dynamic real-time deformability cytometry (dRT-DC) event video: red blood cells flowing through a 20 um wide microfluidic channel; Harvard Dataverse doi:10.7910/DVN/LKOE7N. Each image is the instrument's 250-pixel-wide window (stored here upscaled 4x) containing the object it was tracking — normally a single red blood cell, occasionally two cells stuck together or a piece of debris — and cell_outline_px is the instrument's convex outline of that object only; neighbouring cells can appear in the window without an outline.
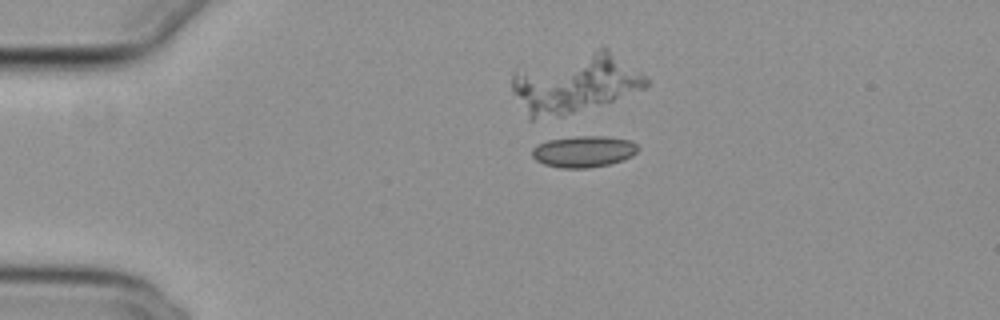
{"species": "common noctule bat (a hibernating species)", "species_latin": "Nyctalus noctula", "temperature_condition": "cold", "stored_images_in_passage": 43, "camera_frame_rate_fps": 3000, "um_per_image_px": 0.085, "animal": {"sex": "female", "body_mass_g": 29.2, "forearm_length_mm": 56.3}, "frame": {"image": 1, "passage_image": 1, "time_ms": 0.0, "image_size_px": [1000, 320], "cell_outline_px": [[640, 148], [632, 156], [624, 160], [608, 164], [588, 168], [560, 168], [544, 164], [536, 160], [532, 156], [532, 148], [536, 144], [548, 140], [580, 136], [604, 136], [628, 140], [636, 144]], "centroid_in_image_um": [49.59, 12.88], "position_along_channel_um": 35.4, "area_um2": 19.36}}